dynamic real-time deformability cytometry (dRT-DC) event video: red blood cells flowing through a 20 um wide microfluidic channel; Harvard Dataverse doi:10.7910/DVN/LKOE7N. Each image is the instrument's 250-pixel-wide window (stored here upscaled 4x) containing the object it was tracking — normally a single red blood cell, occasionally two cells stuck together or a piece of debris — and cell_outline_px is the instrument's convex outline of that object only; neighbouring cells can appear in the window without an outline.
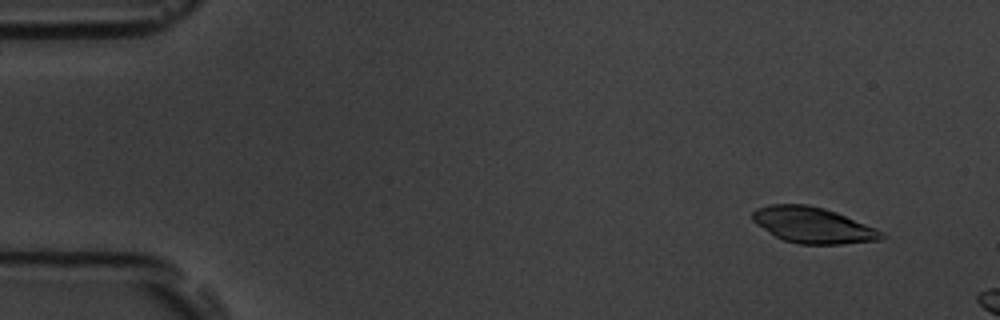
{"species": "common noctule bat (a hibernating species)", "species_latin": "Nyctalus noctula", "temperature_condition": "room temperature", "stored_images_in_passage": 10, "camera_frame_rate_fps": 3000, "um_per_image_px": 0.085, "animal": {"sex": "male", "body_mass_g": 19.5, "forearm_length_mm": 54.6}, "frame": {"image": 1, "passage_image": 4, "time_ms": 1.0, "image_size_px": [1000, 320], "cell_outline_px": [[888, 236], [880, 240], [840, 244], [800, 244], [784, 240], [776, 236], [756, 224], [752, 220], [752, 212], [756, 208], [772, 204], [808, 204], [824, 208], [836, 212], [876, 228], [884, 232]], "centroid_in_image_um": [69.12, 19.13], "position_along_channel_um": 15.9, "area_um2": 26.99}}